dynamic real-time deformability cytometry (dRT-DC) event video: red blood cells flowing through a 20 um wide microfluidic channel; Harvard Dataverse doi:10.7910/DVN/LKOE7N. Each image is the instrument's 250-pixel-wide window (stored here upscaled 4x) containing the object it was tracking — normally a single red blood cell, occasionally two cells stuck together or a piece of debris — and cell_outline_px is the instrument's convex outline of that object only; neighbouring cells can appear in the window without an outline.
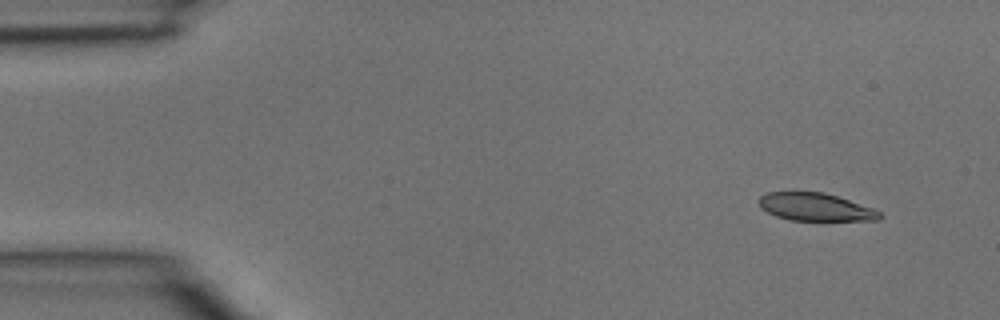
{"species": "common noctule bat (a hibernating species)", "species_latin": "Nyctalus noctula", "temperature_condition": "room temperature", "stored_images_in_passage": 3, "camera_frame_rate_fps": 3000, "um_per_image_px": 0.085, "animal": {"sex": "male", "body_mass_g": 15.6}, "frame": {"image": 1, "passage_image": 1, "time_ms": 0.0, "image_size_px": [1000, 320], "cell_outline_px": [[884, 216], [880, 220], [792, 220], [776, 216], [760, 208], [756, 200], [760, 196], [768, 192], [824, 192], [872, 208], [880, 212]], "centroid_in_image_um": [69.28, 17.59], "position_along_channel_um": 15.7, "area_um2": 19.48}}
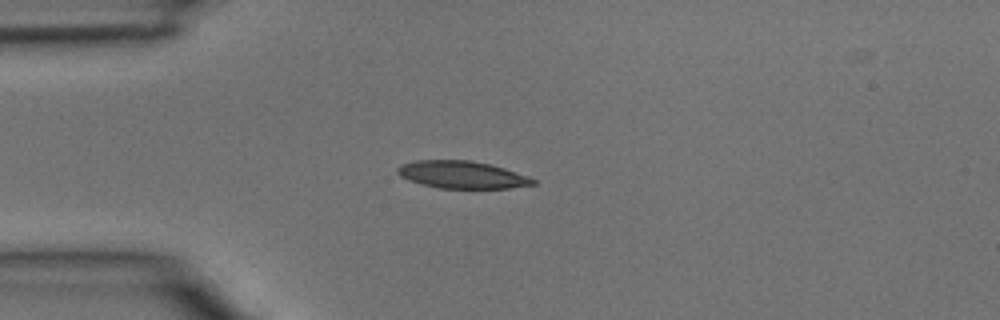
{"frame": {"image": 2, "passage_image": 3, "time_ms": 0.667, "image_size_px": [1000, 320], "cell_outline_px": [[536, 184], [508, 188], [440, 188], [408, 180], [400, 176], [396, 172], [396, 168], [400, 164], [416, 160], [468, 160], [488, 164], [504, 168], [528, 176], [536, 180]], "centroid_in_image_um": [39.24, 14.84], "position_along_channel_um": 45.8, "area_um2": 21.5}}